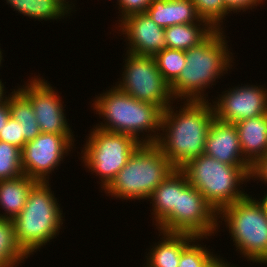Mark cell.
I'll return each instance as SVG.
<instances>
[{"label": "cell", "mask_w": 267, "mask_h": 267, "mask_svg": "<svg viewBox=\"0 0 267 267\" xmlns=\"http://www.w3.org/2000/svg\"><path fill=\"white\" fill-rule=\"evenodd\" d=\"M181 103L180 107L172 103L162 112V132L155 143L176 169L204 154L209 128L215 118L209 101Z\"/></svg>", "instance_id": "cell-1"}, {"label": "cell", "mask_w": 267, "mask_h": 267, "mask_svg": "<svg viewBox=\"0 0 267 267\" xmlns=\"http://www.w3.org/2000/svg\"><path fill=\"white\" fill-rule=\"evenodd\" d=\"M224 31L215 29L199 45L185 51V67L170 85L172 97L177 100V104L180 101H210L208 95L204 94L207 88L216 85V80L233 69L234 56L230 52Z\"/></svg>", "instance_id": "cell-2"}, {"label": "cell", "mask_w": 267, "mask_h": 267, "mask_svg": "<svg viewBox=\"0 0 267 267\" xmlns=\"http://www.w3.org/2000/svg\"><path fill=\"white\" fill-rule=\"evenodd\" d=\"M92 101L93 111L102 117L95 127L131 135L141 144L156 143L163 112L157 105L139 101L116 86L95 95Z\"/></svg>", "instance_id": "cell-3"}, {"label": "cell", "mask_w": 267, "mask_h": 267, "mask_svg": "<svg viewBox=\"0 0 267 267\" xmlns=\"http://www.w3.org/2000/svg\"><path fill=\"white\" fill-rule=\"evenodd\" d=\"M63 214L50 183L37 182L13 219L17 242L29 257L57 238L65 221Z\"/></svg>", "instance_id": "cell-4"}, {"label": "cell", "mask_w": 267, "mask_h": 267, "mask_svg": "<svg viewBox=\"0 0 267 267\" xmlns=\"http://www.w3.org/2000/svg\"><path fill=\"white\" fill-rule=\"evenodd\" d=\"M175 169L155 144H141L103 191L112 199L148 200Z\"/></svg>", "instance_id": "cell-5"}, {"label": "cell", "mask_w": 267, "mask_h": 267, "mask_svg": "<svg viewBox=\"0 0 267 267\" xmlns=\"http://www.w3.org/2000/svg\"><path fill=\"white\" fill-rule=\"evenodd\" d=\"M181 170L217 213L248 195L241 185L251 181V175L241 165H227L203 154Z\"/></svg>", "instance_id": "cell-6"}, {"label": "cell", "mask_w": 267, "mask_h": 267, "mask_svg": "<svg viewBox=\"0 0 267 267\" xmlns=\"http://www.w3.org/2000/svg\"><path fill=\"white\" fill-rule=\"evenodd\" d=\"M223 221L238 254L256 265L267 261V216L257 198L248 194L224 207L218 213V228Z\"/></svg>", "instance_id": "cell-7"}, {"label": "cell", "mask_w": 267, "mask_h": 267, "mask_svg": "<svg viewBox=\"0 0 267 267\" xmlns=\"http://www.w3.org/2000/svg\"><path fill=\"white\" fill-rule=\"evenodd\" d=\"M82 145L81 160L91 174L99 176L104 190L123 169L135 150L141 145L133 136L110 132L93 126Z\"/></svg>", "instance_id": "cell-8"}, {"label": "cell", "mask_w": 267, "mask_h": 267, "mask_svg": "<svg viewBox=\"0 0 267 267\" xmlns=\"http://www.w3.org/2000/svg\"><path fill=\"white\" fill-rule=\"evenodd\" d=\"M125 56L123 72L115 84L118 89L139 101L157 105L163 111L176 102L170 85L158 70L154 56H139L128 52Z\"/></svg>", "instance_id": "cell-9"}, {"label": "cell", "mask_w": 267, "mask_h": 267, "mask_svg": "<svg viewBox=\"0 0 267 267\" xmlns=\"http://www.w3.org/2000/svg\"><path fill=\"white\" fill-rule=\"evenodd\" d=\"M187 233L196 237H212L218 234V213L204 196L189 184L181 170V193L178 201V217L163 231Z\"/></svg>", "instance_id": "cell-10"}, {"label": "cell", "mask_w": 267, "mask_h": 267, "mask_svg": "<svg viewBox=\"0 0 267 267\" xmlns=\"http://www.w3.org/2000/svg\"><path fill=\"white\" fill-rule=\"evenodd\" d=\"M74 141V136L40 133L21 149L23 174L37 182H50V174L71 153Z\"/></svg>", "instance_id": "cell-11"}, {"label": "cell", "mask_w": 267, "mask_h": 267, "mask_svg": "<svg viewBox=\"0 0 267 267\" xmlns=\"http://www.w3.org/2000/svg\"><path fill=\"white\" fill-rule=\"evenodd\" d=\"M17 87L30 99L41 133L75 136L66 119L62 97L45 78L30 77Z\"/></svg>", "instance_id": "cell-12"}, {"label": "cell", "mask_w": 267, "mask_h": 267, "mask_svg": "<svg viewBox=\"0 0 267 267\" xmlns=\"http://www.w3.org/2000/svg\"><path fill=\"white\" fill-rule=\"evenodd\" d=\"M233 86L211 100L215 118L223 122L237 123L241 120L267 114V88L263 85Z\"/></svg>", "instance_id": "cell-13"}, {"label": "cell", "mask_w": 267, "mask_h": 267, "mask_svg": "<svg viewBox=\"0 0 267 267\" xmlns=\"http://www.w3.org/2000/svg\"><path fill=\"white\" fill-rule=\"evenodd\" d=\"M116 21L117 31L126 39V52L139 56H155L166 48L164 28L158 26L145 12L130 14L119 22Z\"/></svg>", "instance_id": "cell-14"}, {"label": "cell", "mask_w": 267, "mask_h": 267, "mask_svg": "<svg viewBox=\"0 0 267 267\" xmlns=\"http://www.w3.org/2000/svg\"><path fill=\"white\" fill-rule=\"evenodd\" d=\"M204 154L227 165H241L250 175L253 166L243 157L234 123L214 118L205 142Z\"/></svg>", "instance_id": "cell-15"}, {"label": "cell", "mask_w": 267, "mask_h": 267, "mask_svg": "<svg viewBox=\"0 0 267 267\" xmlns=\"http://www.w3.org/2000/svg\"><path fill=\"white\" fill-rule=\"evenodd\" d=\"M179 193L181 169H175L148 198L150 205L152 203V221L157 230L164 231L178 217Z\"/></svg>", "instance_id": "cell-16"}, {"label": "cell", "mask_w": 267, "mask_h": 267, "mask_svg": "<svg viewBox=\"0 0 267 267\" xmlns=\"http://www.w3.org/2000/svg\"><path fill=\"white\" fill-rule=\"evenodd\" d=\"M243 157L254 166L267 154V114L235 123Z\"/></svg>", "instance_id": "cell-17"}, {"label": "cell", "mask_w": 267, "mask_h": 267, "mask_svg": "<svg viewBox=\"0 0 267 267\" xmlns=\"http://www.w3.org/2000/svg\"><path fill=\"white\" fill-rule=\"evenodd\" d=\"M161 240L150 246L142 267H178L182 251L196 238L187 233H168L158 230ZM146 264V265H145Z\"/></svg>", "instance_id": "cell-18"}, {"label": "cell", "mask_w": 267, "mask_h": 267, "mask_svg": "<svg viewBox=\"0 0 267 267\" xmlns=\"http://www.w3.org/2000/svg\"><path fill=\"white\" fill-rule=\"evenodd\" d=\"M145 13L162 28L197 23L201 19L192 0H152Z\"/></svg>", "instance_id": "cell-19"}, {"label": "cell", "mask_w": 267, "mask_h": 267, "mask_svg": "<svg viewBox=\"0 0 267 267\" xmlns=\"http://www.w3.org/2000/svg\"><path fill=\"white\" fill-rule=\"evenodd\" d=\"M36 180L21 175L13 179L0 180V218L14 219L24 208L28 194Z\"/></svg>", "instance_id": "cell-20"}, {"label": "cell", "mask_w": 267, "mask_h": 267, "mask_svg": "<svg viewBox=\"0 0 267 267\" xmlns=\"http://www.w3.org/2000/svg\"><path fill=\"white\" fill-rule=\"evenodd\" d=\"M165 30L166 48L188 50L199 45L215 29L205 20L197 23L173 25Z\"/></svg>", "instance_id": "cell-21"}, {"label": "cell", "mask_w": 267, "mask_h": 267, "mask_svg": "<svg viewBox=\"0 0 267 267\" xmlns=\"http://www.w3.org/2000/svg\"><path fill=\"white\" fill-rule=\"evenodd\" d=\"M9 109L10 116L21 124L26 142L34 140L41 133L30 99L18 87L9 93Z\"/></svg>", "instance_id": "cell-22"}, {"label": "cell", "mask_w": 267, "mask_h": 267, "mask_svg": "<svg viewBox=\"0 0 267 267\" xmlns=\"http://www.w3.org/2000/svg\"><path fill=\"white\" fill-rule=\"evenodd\" d=\"M28 257L17 242L13 220L0 218V267H18Z\"/></svg>", "instance_id": "cell-23"}, {"label": "cell", "mask_w": 267, "mask_h": 267, "mask_svg": "<svg viewBox=\"0 0 267 267\" xmlns=\"http://www.w3.org/2000/svg\"><path fill=\"white\" fill-rule=\"evenodd\" d=\"M205 237H196L181 253L178 267H213L221 258L201 242ZM196 242V243H195ZM202 245H201V243ZM209 250V251H208ZM218 255V256H217Z\"/></svg>", "instance_id": "cell-24"}, {"label": "cell", "mask_w": 267, "mask_h": 267, "mask_svg": "<svg viewBox=\"0 0 267 267\" xmlns=\"http://www.w3.org/2000/svg\"><path fill=\"white\" fill-rule=\"evenodd\" d=\"M154 57L158 70L161 72L164 80L171 85L185 67V51L165 48L159 51Z\"/></svg>", "instance_id": "cell-25"}, {"label": "cell", "mask_w": 267, "mask_h": 267, "mask_svg": "<svg viewBox=\"0 0 267 267\" xmlns=\"http://www.w3.org/2000/svg\"><path fill=\"white\" fill-rule=\"evenodd\" d=\"M23 175L21 149L0 141V180L13 179Z\"/></svg>", "instance_id": "cell-26"}, {"label": "cell", "mask_w": 267, "mask_h": 267, "mask_svg": "<svg viewBox=\"0 0 267 267\" xmlns=\"http://www.w3.org/2000/svg\"><path fill=\"white\" fill-rule=\"evenodd\" d=\"M70 13L56 0H28L27 17L38 21L64 19Z\"/></svg>", "instance_id": "cell-27"}, {"label": "cell", "mask_w": 267, "mask_h": 267, "mask_svg": "<svg viewBox=\"0 0 267 267\" xmlns=\"http://www.w3.org/2000/svg\"><path fill=\"white\" fill-rule=\"evenodd\" d=\"M192 2L201 19L207 21L214 29H225L223 21L231 13L225 8L224 0H192Z\"/></svg>", "instance_id": "cell-28"}, {"label": "cell", "mask_w": 267, "mask_h": 267, "mask_svg": "<svg viewBox=\"0 0 267 267\" xmlns=\"http://www.w3.org/2000/svg\"><path fill=\"white\" fill-rule=\"evenodd\" d=\"M0 141L13 144L20 149L27 143L22 135L21 124L11 116L6 125L0 130Z\"/></svg>", "instance_id": "cell-29"}, {"label": "cell", "mask_w": 267, "mask_h": 267, "mask_svg": "<svg viewBox=\"0 0 267 267\" xmlns=\"http://www.w3.org/2000/svg\"><path fill=\"white\" fill-rule=\"evenodd\" d=\"M151 1L152 0H119L116 3L120 11L118 12V16H120L118 17L119 21L130 14L145 12L150 6Z\"/></svg>", "instance_id": "cell-30"}, {"label": "cell", "mask_w": 267, "mask_h": 267, "mask_svg": "<svg viewBox=\"0 0 267 267\" xmlns=\"http://www.w3.org/2000/svg\"><path fill=\"white\" fill-rule=\"evenodd\" d=\"M266 0H224L225 8L232 14L252 10L263 4ZM258 5V6H257Z\"/></svg>", "instance_id": "cell-31"}, {"label": "cell", "mask_w": 267, "mask_h": 267, "mask_svg": "<svg viewBox=\"0 0 267 267\" xmlns=\"http://www.w3.org/2000/svg\"><path fill=\"white\" fill-rule=\"evenodd\" d=\"M251 179L267 184V154L262 157L252 168ZM267 186V185H266Z\"/></svg>", "instance_id": "cell-32"}, {"label": "cell", "mask_w": 267, "mask_h": 267, "mask_svg": "<svg viewBox=\"0 0 267 267\" xmlns=\"http://www.w3.org/2000/svg\"><path fill=\"white\" fill-rule=\"evenodd\" d=\"M10 117L9 97L5 102L0 103V130L6 125Z\"/></svg>", "instance_id": "cell-33"}, {"label": "cell", "mask_w": 267, "mask_h": 267, "mask_svg": "<svg viewBox=\"0 0 267 267\" xmlns=\"http://www.w3.org/2000/svg\"><path fill=\"white\" fill-rule=\"evenodd\" d=\"M6 3L11 6V8H14V11H18L19 14H22L23 16H27V1L28 0H5Z\"/></svg>", "instance_id": "cell-34"}, {"label": "cell", "mask_w": 267, "mask_h": 267, "mask_svg": "<svg viewBox=\"0 0 267 267\" xmlns=\"http://www.w3.org/2000/svg\"><path fill=\"white\" fill-rule=\"evenodd\" d=\"M58 3H60L69 13H72V11L76 12V10H73L75 7V4L72 3V0H56ZM70 3V4H69Z\"/></svg>", "instance_id": "cell-35"}, {"label": "cell", "mask_w": 267, "mask_h": 267, "mask_svg": "<svg viewBox=\"0 0 267 267\" xmlns=\"http://www.w3.org/2000/svg\"><path fill=\"white\" fill-rule=\"evenodd\" d=\"M6 92L4 83H2V79H0V103L5 102L8 99L9 93L6 95Z\"/></svg>", "instance_id": "cell-36"}, {"label": "cell", "mask_w": 267, "mask_h": 267, "mask_svg": "<svg viewBox=\"0 0 267 267\" xmlns=\"http://www.w3.org/2000/svg\"><path fill=\"white\" fill-rule=\"evenodd\" d=\"M223 259H224V258L221 257V258L214 264L213 267H239L238 265L235 266V264H233V263H232V265H231L230 262L228 263L227 259H226V261H225V259H224V260H223Z\"/></svg>", "instance_id": "cell-37"}, {"label": "cell", "mask_w": 267, "mask_h": 267, "mask_svg": "<svg viewBox=\"0 0 267 267\" xmlns=\"http://www.w3.org/2000/svg\"><path fill=\"white\" fill-rule=\"evenodd\" d=\"M258 200L262 203V206L267 216V193L261 199L259 198Z\"/></svg>", "instance_id": "cell-38"}, {"label": "cell", "mask_w": 267, "mask_h": 267, "mask_svg": "<svg viewBox=\"0 0 267 267\" xmlns=\"http://www.w3.org/2000/svg\"><path fill=\"white\" fill-rule=\"evenodd\" d=\"M2 53L3 52L1 51V48H0V67H1L2 61L4 60Z\"/></svg>", "instance_id": "cell-39"}]
</instances>
